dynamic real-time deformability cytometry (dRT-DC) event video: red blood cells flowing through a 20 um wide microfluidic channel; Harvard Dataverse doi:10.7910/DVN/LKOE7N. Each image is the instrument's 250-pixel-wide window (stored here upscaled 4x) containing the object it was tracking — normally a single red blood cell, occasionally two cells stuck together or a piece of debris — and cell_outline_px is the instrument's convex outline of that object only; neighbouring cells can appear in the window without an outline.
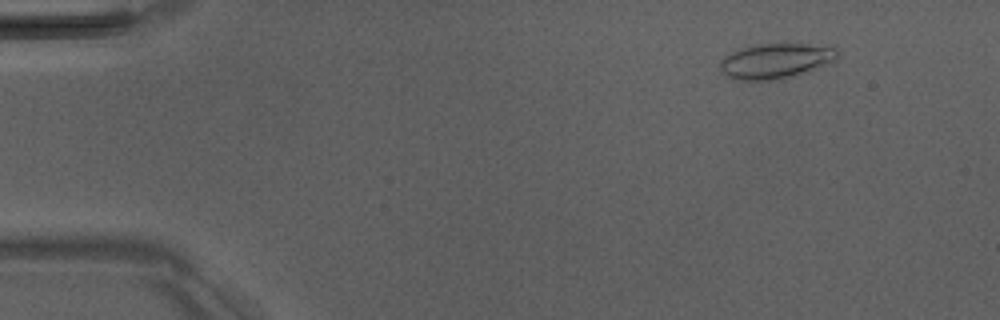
{"species": "Egyptian fruit bat (a non-hibernating species)", "species_latin": "Rousettus aegyptiacus", "temperature_condition": "room temperature", "stored_images_in_passage": 5, "camera_frame_rate_fps": 3000, "um_per_image_px": 0.085, "animal": {"sex": "male"}, "frame": {"image": 1, "passage_image": 2, "time_ms": 1.0, "image_size_px": [1000, 320], "cell_outline_px": [[840, 52], [836, 60], [808, 72], [780, 80], [736, 80], [720, 72], [720, 60], [724, 56], [732, 52], [744, 48], [760, 44], [836, 44]], "centroid_in_image_um": [66.03, 5.17], "position_along_channel_um": 19.0, "area_um2": 24.57}}